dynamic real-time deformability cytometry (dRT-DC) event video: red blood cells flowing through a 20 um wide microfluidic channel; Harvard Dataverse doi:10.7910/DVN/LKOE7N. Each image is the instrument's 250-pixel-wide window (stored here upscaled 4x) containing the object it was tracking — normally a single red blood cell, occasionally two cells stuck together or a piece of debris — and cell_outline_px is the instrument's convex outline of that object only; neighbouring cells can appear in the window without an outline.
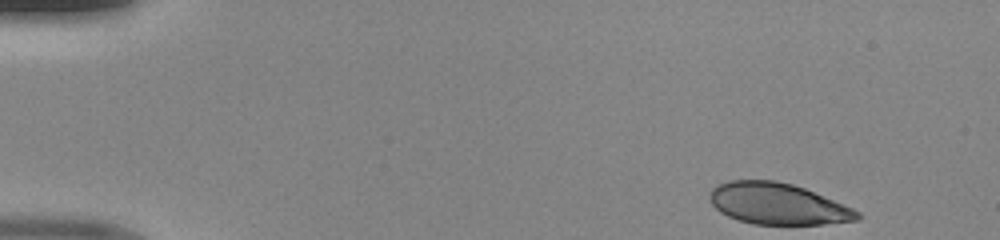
{"species": "human", "species_latin": "Homo sapiens", "temperature_condition": "room temperature", "stored_images_in_passage": 45, "camera_frame_rate_fps": 3000, "um_per_image_px": 0.085, "donor": {"sex": "male"}, "frame": {"image": 1, "passage_image": 1, "time_ms": 0.0, "image_size_px": [1000, 240], "cell_outline_px": [[860, 220], [824, 224], [752, 224], [728, 216], [720, 212], [712, 204], [708, 196], [712, 188], [728, 180], [776, 180], [792, 184], [804, 188], [852, 208], [860, 212]], "centroid_in_image_um": [66.09, 17.32], "position_along_channel_um": 18.9, "area_um2": 35.37}}
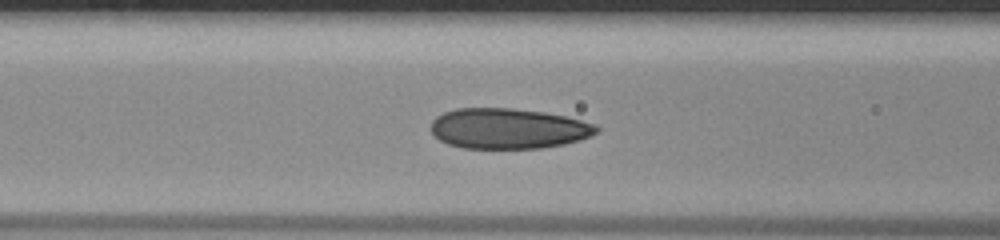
{"frame": {"image": 2, "passage_image": 17, "time_ms": 5.333, "image_size_px": [1000, 240], "cell_outline_px": [[600, 128], [592, 136], [580, 140], [564, 144], [540, 148], [464, 148], [448, 144], [440, 140], [432, 132], [432, 120], [436, 116], [444, 112], [456, 108], [512, 108], [544, 112], [564, 116], [596, 124]], "centroid_in_image_um": [43.21, 10.92], "position_along_channel_um": 123.4, "area_um2": 39.02}}
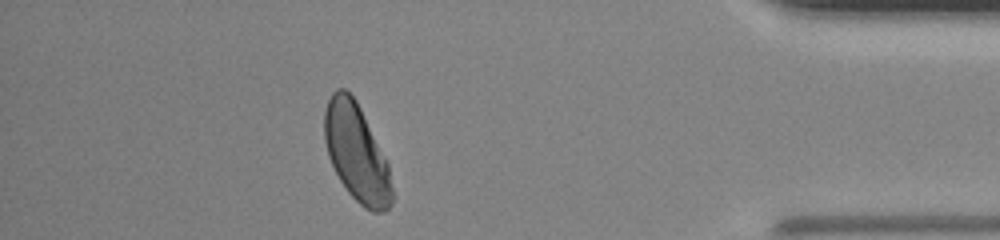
{"frame": {"image": 3, "passage_image": 40, "time_ms": 13.0, "image_size_px": [1000, 240], "cell_outline_px": [[392, 204], [384, 212], [372, 212], [364, 208], [348, 192], [340, 180], [328, 156], [324, 140], [324, 112], [328, 100], [332, 92], [336, 88], [344, 88], [356, 100], [388, 164], [392, 188]], "centroid_in_image_um": [30.29, 13.0], "position_along_channel_um": 404.9, "area_um2": 37.97}}